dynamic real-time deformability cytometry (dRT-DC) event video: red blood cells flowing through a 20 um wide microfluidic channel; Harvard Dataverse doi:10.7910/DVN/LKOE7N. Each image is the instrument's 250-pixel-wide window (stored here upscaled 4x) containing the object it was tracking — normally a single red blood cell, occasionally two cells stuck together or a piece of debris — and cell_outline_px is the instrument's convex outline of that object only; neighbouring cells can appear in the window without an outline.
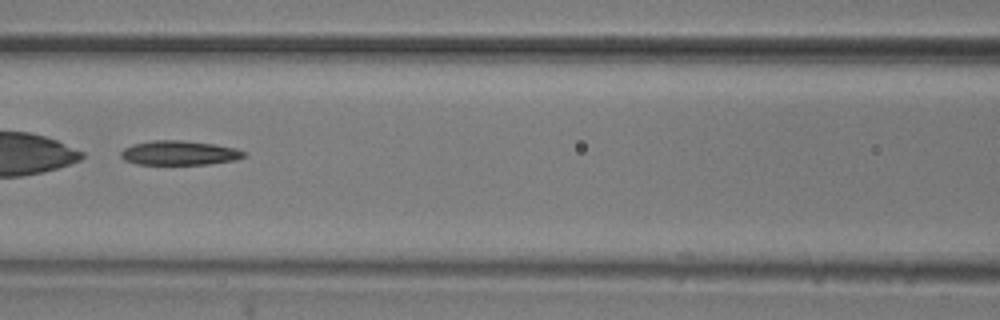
{"species": "common noctule bat (a hibernating species)", "species_latin": "Nyctalus noctula", "temperature_condition": "room temperature", "stored_images_in_passage": 54, "camera_frame_rate_fps": 3000, "um_per_image_px": 0.085, "animal": {"sex": "male", "body_mass_g": 20.5, "forearm_length_mm": 52.5}, "frame": {"image": 1, "passage_image": 24, "time_ms": 7.667, "image_size_px": [1000, 320], "cell_outline_px": [[248, 152], [244, 156], [236, 160], [208, 164], [136, 164], [124, 160], [120, 156], [120, 152], [124, 148], [132, 144], [152, 140], [184, 140], [216, 144], [236, 148]], "centroid_in_image_um": [15.25, 12.99], "position_along_channel_um": 151.4, "area_um2": 17.69}}
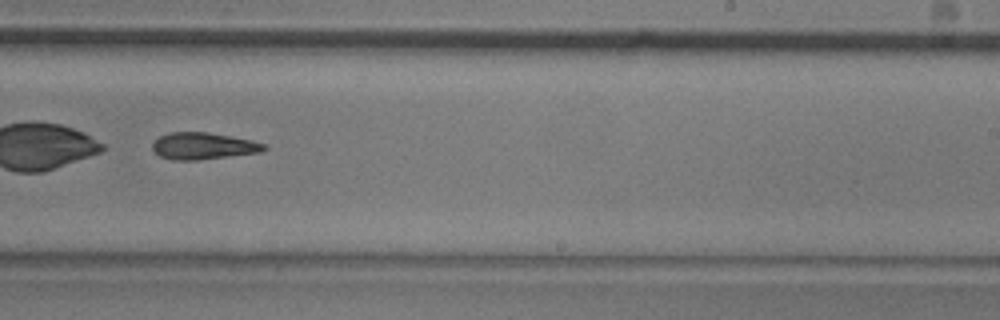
{"frame": {"image": 2, "passage_image": 34, "time_ms": 11.0, "image_size_px": [1000, 320], "cell_outline_px": [[268, 148], [260, 152], [196, 160], [172, 160], [160, 156], [152, 148], [152, 144], [160, 136], [168, 132], [208, 132], [252, 140], [264, 144]], "centroid_in_image_um": [17.26, 12.4], "position_along_channel_um": 271.7, "area_um2": 17.28}}
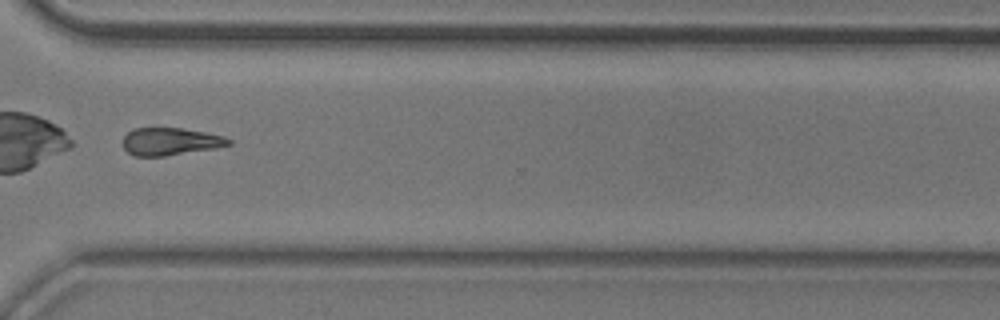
{"frame": {"image": 3, "passage_image": 41, "time_ms": 13.333, "image_size_px": [1000, 320], "cell_outline_px": [[232, 144], [216, 148], [164, 156], [136, 156], [128, 152], [124, 148], [124, 136], [132, 128], [184, 128], [224, 136], [232, 140]], "centroid_in_image_um": [14.5, 12.02], "position_along_channel_um": 356.1, "area_um2": 16.94}, "authors_computed_cell_mechanics": {"area_um2": 18.8717, "velocity_mm_per_s": 3.6259, "shape_relaxation_time_tau1_ms": 5.8624, "shape_relaxation_time_tau2_ms": null, "deformation_change_tau1": 0.1351, "deformation_change_tau2": null}}